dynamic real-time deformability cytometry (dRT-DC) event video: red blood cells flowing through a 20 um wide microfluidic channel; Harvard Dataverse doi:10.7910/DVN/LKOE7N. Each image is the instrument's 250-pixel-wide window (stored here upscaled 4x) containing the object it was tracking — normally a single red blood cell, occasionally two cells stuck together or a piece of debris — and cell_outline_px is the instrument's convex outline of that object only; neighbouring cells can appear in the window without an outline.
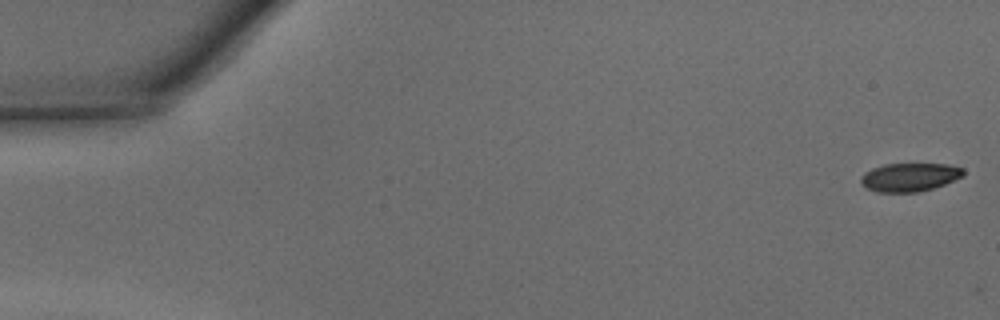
{"species": "common noctule bat (a hibernating species)", "species_latin": "Nyctalus noctula", "temperature_condition": "warm", "stored_images_in_passage": 46, "camera_frame_rate_fps": 3000, "um_per_image_px": 0.085, "animal": {"sex": "male", "body_mass_g": 15.6}, "frame": {"image": 1, "passage_image": 1, "time_ms": 0.0, "image_size_px": [1000, 320], "cell_outline_px": [[964, 176], [944, 184], [932, 188], [916, 192], [876, 192], [860, 184], [860, 176], [864, 172], [872, 168], [884, 164], [948, 164], [964, 168]], "centroid_in_image_um": [77.3, 15.05], "position_along_channel_um": 7.7, "area_um2": 17.05}}
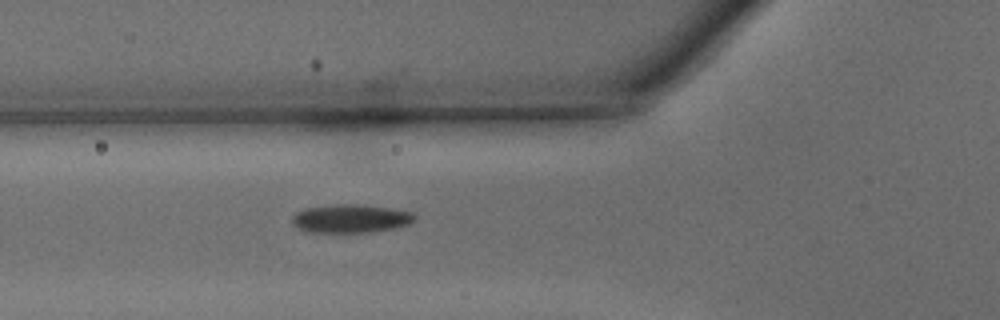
{"frame": {"image": 2, "passage_image": 17, "time_ms": 5.333, "image_size_px": [1000, 320], "cell_outline_px": [[416, 216], [408, 224], [392, 228], [368, 232], [308, 232], [292, 224], [292, 216], [296, 212], [304, 208], [336, 204], [364, 204], [392, 208], [412, 212]], "centroid_in_image_um": [29.78, 18.56], "position_along_channel_um": 96.0, "area_um2": 20.23}}
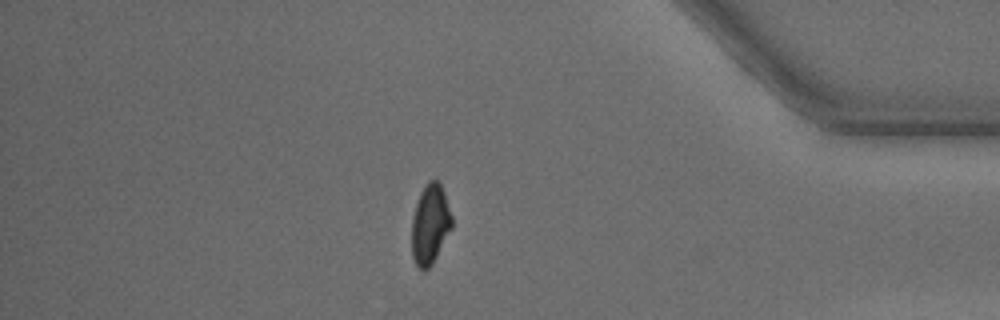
{"frame": {"image": 3, "passage_image": 40, "time_ms": 13.0, "image_size_px": [1000, 320], "cell_outline_px": [[452, 228], [432, 264], [424, 272], [416, 264], [412, 256], [412, 220], [416, 204], [420, 192], [424, 184], [428, 180], [436, 180], [440, 184], [444, 192], [452, 216]], "centroid_in_image_um": [36.56, 19.06], "position_along_channel_um": 398.6, "area_um2": 18.61}, "authors_computed_cell_mechanics": {"area_um2": 19.2474, "velocity_mm_per_s": 4.3721, "shape_relaxation_time_tau1_ms": 3.3602, "shape_relaxation_time_tau2_ms": 2.2648, "deformation_change_tau1": 0.1327, "deformation_change_tau2": 0.0685}}